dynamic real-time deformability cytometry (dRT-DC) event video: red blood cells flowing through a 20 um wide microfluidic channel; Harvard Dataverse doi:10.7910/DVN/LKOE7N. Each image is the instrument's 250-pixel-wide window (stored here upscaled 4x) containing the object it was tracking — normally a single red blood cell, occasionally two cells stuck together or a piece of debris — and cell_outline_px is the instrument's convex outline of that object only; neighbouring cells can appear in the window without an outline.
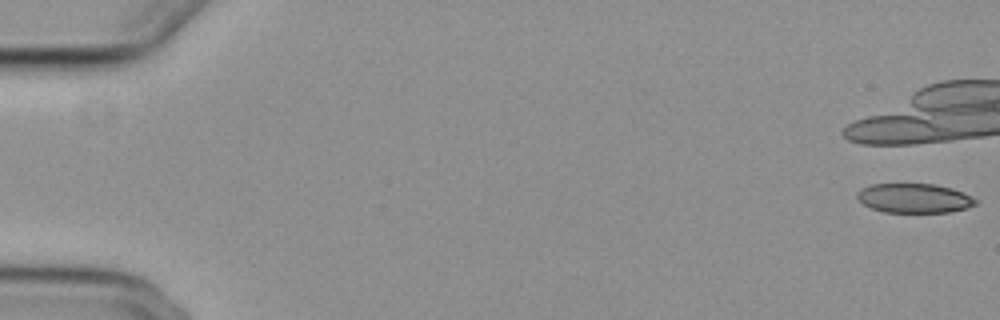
{"species": "common noctule bat (a hibernating species)", "species_latin": "Nyctalus noctula", "temperature_condition": "cold", "stored_images_in_passage": 10, "camera_frame_rate_fps": 3000, "um_per_image_px": 0.085, "animal": {"sex": "female", "body_mass_g": 29.2, "forearm_length_mm": 56.3}, "frame": {"image": 1, "passage_image": 1, "time_ms": 0.0, "image_size_px": [1000, 320], "cell_outline_px": [[980, 200], [976, 204], [968, 208], [948, 212], [884, 212], [872, 208], [864, 204], [856, 196], [856, 192], [860, 188], [872, 184], [936, 184], [952, 188], [964, 192]], "centroid_in_image_um": [77.75, 16.84], "position_along_channel_um": 7.3, "area_um2": 20.46}}